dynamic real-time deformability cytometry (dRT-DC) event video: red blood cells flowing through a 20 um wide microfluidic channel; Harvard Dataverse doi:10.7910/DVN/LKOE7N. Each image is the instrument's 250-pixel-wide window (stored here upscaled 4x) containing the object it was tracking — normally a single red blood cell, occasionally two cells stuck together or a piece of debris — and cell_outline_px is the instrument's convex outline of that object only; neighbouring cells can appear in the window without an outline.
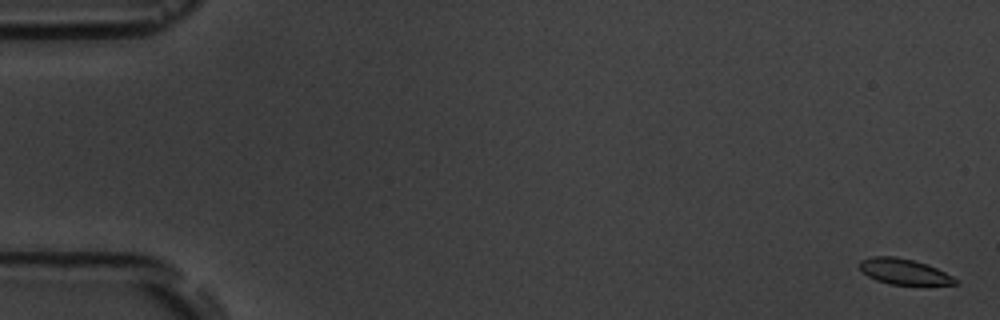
{"species": "common noctule bat (a hibernating species)", "species_latin": "Nyctalus noctula", "temperature_condition": "room temperature", "stored_images_in_passage": 5, "camera_frame_rate_fps": 3000, "um_per_image_px": 0.085, "animal": {"sex": "male", "body_mass_g": 19.5, "forearm_length_mm": 54.6}, "frame": {"image": 1, "passage_image": 1, "time_ms": 0.0, "image_size_px": [1000, 320], "cell_outline_px": [[960, 284], [888, 284], [876, 280], [868, 276], [860, 268], [860, 260], [872, 256], [896, 256], [928, 264], [960, 280]], "centroid_in_image_um": [76.85, 23.08], "position_along_channel_um": 8.2, "area_um2": 14.22}}
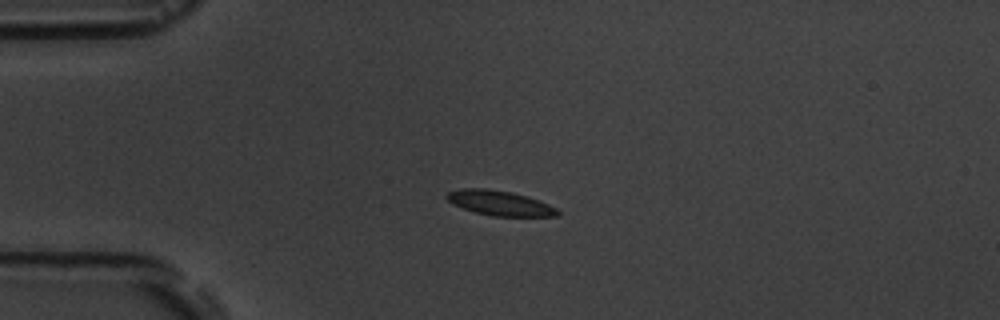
{"frame": {"image": 2, "passage_image": 4, "time_ms": 4.333, "image_size_px": [1000, 320], "cell_outline_px": [[560, 216], [492, 216], [476, 212], [452, 204], [444, 196], [448, 192], [460, 188], [488, 188], [512, 192], [528, 196], [548, 204], [556, 208], [560, 212]], "centroid_in_image_um": [42.47, 17.25], "position_along_channel_um": 42.5, "area_um2": 16.13}}